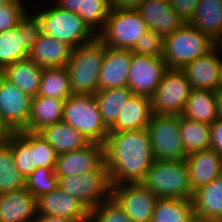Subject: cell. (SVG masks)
<instances>
[{
  "label": "cell",
  "instance_id": "1",
  "mask_svg": "<svg viewBox=\"0 0 222 222\" xmlns=\"http://www.w3.org/2000/svg\"><path fill=\"white\" fill-rule=\"evenodd\" d=\"M104 157L111 186L142 183L155 160L148 129L109 132Z\"/></svg>",
  "mask_w": 222,
  "mask_h": 222
},
{
  "label": "cell",
  "instance_id": "2",
  "mask_svg": "<svg viewBox=\"0 0 222 222\" xmlns=\"http://www.w3.org/2000/svg\"><path fill=\"white\" fill-rule=\"evenodd\" d=\"M106 44L98 37L74 48L68 61L72 94L94 95L98 91L99 73L105 57Z\"/></svg>",
  "mask_w": 222,
  "mask_h": 222
},
{
  "label": "cell",
  "instance_id": "3",
  "mask_svg": "<svg viewBox=\"0 0 222 222\" xmlns=\"http://www.w3.org/2000/svg\"><path fill=\"white\" fill-rule=\"evenodd\" d=\"M142 184L158 198L192 199L194 194L185 159H155Z\"/></svg>",
  "mask_w": 222,
  "mask_h": 222
},
{
  "label": "cell",
  "instance_id": "4",
  "mask_svg": "<svg viewBox=\"0 0 222 222\" xmlns=\"http://www.w3.org/2000/svg\"><path fill=\"white\" fill-rule=\"evenodd\" d=\"M32 14L39 22L41 33L64 42L73 49L97 37L77 13L61 9L57 5H50V8L46 6Z\"/></svg>",
  "mask_w": 222,
  "mask_h": 222
},
{
  "label": "cell",
  "instance_id": "5",
  "mask_svg": "<svg viewBox=\"0 0 222 222\" xmlns=\"http://www.w3.org/2000/svg\"><path fill=\"white\" fill-rule=\"evenodd\" d=\"M216 43L199 29L185 22L164 37V62L168 69H182L209 52Z\"/></svg>",
  "mask_w": 222,
  "mask_h": 222
},
{
  "label": "cell",
  "instance_id": "6",
  "mask_svg": "<svg viewBox=\"0 0 222 222\" xmlns=\"http://www.w3.org/2000/svg\"><path fill=\"white\" fill-rule=\"evenodd\" d=\"M62 121L80 132L90 143L104 145L109 134L95 95L72 94L64 102Z\"/></svg>",
  "mask_w": 222,
  "mask_h": 222
},
{
  "label": "cell",
  "instance_id": "7",
  "mask_svg": "<svg viewBox=\"0 0 222 222\" xmlns=\"http://www.w3.org/2000/svg\"><path fill=\"white\" fill-rule=\"evenodd\" d=\"M148 31L147 23L136 9L111 8L97 37L108 47L132 50L136 42Z\"/></svg>",
  "mask_w": 222,
  "mask_h": 222
},
{
  "label": "cell",
  "instance_id": "8",
  "mask_svg": "<svg viewBox=\"0 0 222 222\" xmlns=\"http://www.w3.org/2000/svg\"><path fill=\"white\" fill-rule=\"evenodd\" d=\"M59 188L79 200L89 210L111 197L107 165L74 176L58 177Z\"/></svg>",
  "mask_w": 222,
  "mask_h": 222
},
{
  "label": "cell",
  "instance_id": "9",
  "mask_svg": "<svg viewBox=\"0 0 222 222\" xmlns=\"http://www.w3.org/2000/svg\"><path fill=\"white\" fill-rule=\"evenodd\" d=\"M154 159H185L180 136V115L153 114L147 126Z\"/></svg>",
  "mask_w": 222,
  "mask_h": 222
},
{
  "label": "cell",
  "instance_id": "10",
  "mask_svg": "<svg viewBox=\"0 0 222 222\" xmlns=\"http://www.w3.org/2000/svg\"><path fill=\"white\" fill-rule=\"evenodd\" d=\"M191 91L181 69H167L151 97L153 114L181 115Z\"/></svg>",
  "mask_w": 222,
  "mask_h": 222
},
{
  "label": "cell",
  "instance_id": "11",
  "mask_svg": "<svg viewBox=\"0 0 222 222\" xmlns=\"http://www.w3.org/2000/svg\"><path fill=\"white\" fill-rule=\"evenodd\" d=\"M111 197L132 222H151L158 197L142 183L112 185Z\"/></svg>",
  "mask_w": 222,
  "mask_h": 222
},
{
  "label": "cell",
  "instance_id": "12",
  "mask_svg": "<svg viewBox=\"0 0 222 222\" xmlns=\"http://www.w3.org/2000/svg\"><path fill=\"white\" fill-rule=\"evenodd\" d=\"M167 69L161 57L132 53L127 87L135 95L151 98Z\"/></svg>",
  "mask_w": 222,
  "mask_h": 222
},
{
  "label": "cell",
  "instance_id": "13",
  "mask_svg": "<svg viewBox=\"0 0 222 222\" xmlns=\"http://www.w3.org/2000/svg\"><path fill=\"white\" fill-rule=\"evenodd\" d=\"M31 103V95L23 92L0 74V114L13 132L27 127Z\"/></svg>",
  "mask_w": 222,
  "mask_h": 222
},
{
  "label": "cell",
  "instance_id": "14",
  "mask_svg": "<svg viewBox=\"0 0 222 222\" xmlns=\"http://www.w3.org/2000/svg\"><path fill=\"white\" fill-rule=\"evenodd\" d=\"M104 163V145L90 143L85 148L58 155L54 170L58 177L74 176L98 170Z\"/></svg>",
  "mask_w": 222,
  "mask_h": 222
},
{
  "label": "cell",
  "instance_id": "15",
  "mask_svg": "<svg viewBox=\"0 0 222 222\" xmlns=\"http://www.w3.org/2000/svg\"><path fill=\"white\" fill-rule=\"evenodd\" d=\"M181 70L185 73L192 89L216 91L222 85L219 43L205 55L186 64Z\"/></svg>",
  "mask_w": 222,
  "mask_h": 222
},
{
  "label": "cell",
  "instance_id": "16",
  "mask_svg": "<svg viewBox=\"0 0 222 222\" xmlns=\"http://www.w3.org/2000/svg\"><path fill=\"white\" fill-rule=\"evenodd\" d=\"M37 214L67 218L75 222L89 221V209L59 187L37 198Z\"/></svg>",
  "mask_w": 222,
  "mask_h": 222
},
{
  "label": "cell",
  "instance_id": "17",
  "mask_svg": "<svg viewBox=\"0 0 222 222\" xmlns=\"http://www.w3.org/2000/svg\"><path fill=\"white\" fill-rule=\"evenodd\" d=\"M136 11L147 23L149 30L163 37L173 33L185 23L167 1L144 0Z\"/></svg>",
  "mask_w": 222,
  "mask_h": 222
},
{
  "label": "cell",
  "instance_id": "18",
  "mask_svg": "<svg viewBox=\"0 0 222 222\" xmlns=\"http://www.w3.org/2000/svg\"><path fill=\"white\" fill-rule=\"evenodd\" d=\"M131 61V50L107 46L99 73L98 90L126 87Z\"/></svg>",
  "mask_w": 222,
  "mask_h": 222
},
{
  "label": "cell",
  "instance_id": "19",
  "mask_svg": "<svg viewBox=\"0 0 222 222\" xmlns=\"http://www.w3.org/2000/svg\"><path fill=\"white\" fill-rule=\"evenodd\" d=\"M189 183L193 192L222 175V155L213 149L196 151L186 156Z\"/></svg>",
  "mask_w": 222,
  "mask_h": 222
},
{
  "label": "cell",
  "instance_id": "20",
  "mask_svg": "<svg viewBox=\"0 0 222 222\" xmlns=\"http://www.w3.org/2000/svg\"><path fill=\"white\" fill-rule=\"evenodd\" d=\"M37 198L26 188L0 195V222H34Z\"/></svg>",
  "mask_w": 222,
  "mask_h": 222
},
{
  "label": "cell",
  "instance_id": "21",
  "mask_svg": "<svg viewBox=\"0 0 222 222\" xmlns=\"http://www.w3.org/2000/svg\"><path fill=\"white\" fill-rule=\"evenodd\" d=\"M152 115L151 98L133 94L120 111L116 122L109 128V132L147 128Z\"/></svg>",
  "mask_w": 222,
  "mask_h": 222
},
{
  "label": "cell",
  "instance_id": "22",
  "mask_svg": "<svg viewBox=\"0 0 222 222\" xmlns=\"http://www.w3.org/2000/svg\"><path fill=\"white\" fill-rule=\"evenodd\" d=\"M72 51L73 48L66 43L41 33L28 58L42 68L66 67Z\"/></svg>",
  "mask_w": 222,
  "mask_h": 222
},
{
  "label": "cell",
  "instance_id": "23",
  "mask_svg": "<svg viewBox=\"0 0 222 222\" xmlns=\"http://www.w3.org/2000/svg\"><path fill=\"white\" fill-rule=\"evenodd\" d=\"M192 202L197 222L222 219V175L195 190Z\"/></svg>",
  "mask_w": 222,
  "mask_h": 222
},
{
  "label": "cell",
  "instance_id": "24",
  "mask_svg": "<svg viewBox=\"0 0 222 222\" xmlns=\"http://www.w3.org/2000/svg\"><path fill=\"white\" fill-rule=\"evenodd\" d=\"M188 23L216 44L222 43V0H200Z\"/></svg>",
  "mask_w": 222,
  "mask_h": 222
},
{
  "label": "cell",
  "instance_id": "25",
  "mask_svg": "<svg viewBox=\"0 0 222 222\" xmlns=\"http://www.w3.org/2000/svg\"><path fill=\"white\" fill-rule=\"evenodd\" d=\"M64 102L53 97L33 96L28 125L24 130L39 132L46 126L62 121Z\"/></svg>",
  "mask_w": 222,
  "mask_h": 222
},
{
  "label": "cell",
  "instance_id": "26",
  "mask_svg": "<svg viewBox=\"0 0 222 222\" xmlns=\"http://www.w3.org/2000/svg\"><path fill=\"white\" fill-rule=\"evenodd\" d=\"M39 133L58 155L85 148L90 144L80 132L64 121L46 126Z\"/></svg>",
  "mask_w": 222,
  "mask_h": 222
},
{
  "label": "cell",
  "instance_id": "27",
  "mask_svg": "<svg viewBox=\"0 0 222 222\" xmlns=\"http://www.w3.org/2000/svg\"><path fill=\"white\" fill-rule=\"evenodd\" d=\"M42 71V67L27 58L6 66L0 74L10 83L33 97L39 92Z\"/></svg>",
  "mask_w": 222,
  "mask_h": 222
},
{
  "label": "cell",
  "instance_id": "28",
  "mask_svg": "<svg viewBox=\"0 0 222 222\" xmlns=\"http://www.w3.org/2000/svg\"><path fill=\"white\" fill-rule=\"evenodd\" d=\"M181 116L212 124L218 118L215 91L192 89Z\"/></svg>",
  "mask_w": 222,
  "mask_h": 222
},
{
  "label": "cell",
  "instance_id": "29",
  "mask_svg": "<svg viewBox=\"0 0 222 222\" xmlns=\"http://www.w3.org/2000/svg\"><path fill=\"white\" fill-rule=\"evenodd\" d=\"M151 222H197L192 199L158 198Z\"/></svg>",
  "mask_w": 222,
  "mask_h": 222
},
{
  "label": "cell",
  "instance_id": "30",
  "mask_svg": "<svg viewBox=\"0 0 222 222\" xmlns=\"http://www.w3.org/2000/svg\"><path fill=\"white\" fill-rule=\"evenodd\" d=\"M101 118L109 129L117 120L120 111L132 97V91L126 87L98 90L95 94Z\"/></svg>",
  "mask_w": 222,
  "mask_h": 222
},
{
  "label": "cell",
  "instance_id": "31",
  "mask_svg": "<svg viewBox=\"0 0 222 222\" xmlns=\"http://www.w3.org/2000/svg\"><path fill=\"white\" fill-rule=\"evenodd\" d=\"M180 136L187 155L210 149L211 124L193 121L180 115Z\"/></svg>",
  "mask_w": 222,
  "mask_h": 222
},
{
  "label": "cell",
  "instance_id": "32",
  "mask_svg": "<svg viewBox=\"0 0 222 222\" xmlns=\"http://www.w3.org/2000/svg\"><path fill=\"white\" fill-rule=\"evenodd\" d=\"M37 95L67 100L72 95L68 68H43Z\"/></svg>",
  "mask_w": 222,
  "mask_h": 222
},
{
  "label": "cell",
  "instance_id": "33",
  "mask_svg": "<svg viewBox=\"0 0 222 222\" xmlns=\"http://www.w3.org/2000/svg\"><path fill=\"white\" fill-rule=\"evenodd\" d=\"M25 188V179L17 170L11 145L0 140V195Z\"/></svg>",
  "mask_w": 222,
  "mask_h": 222
},
{
  "label": "cell",
  "instance_id": "34",
  "mask_svg": "<svg viewBox=\"0 0 222 222\" xmlns=\"http://www.w3.org/2000/svg\"><path fill=\"white\" fill-rule=\"evenodd\" d=\"M12 147L17 170L26 179L37 167L33 165V151H31V131L21 130L12 132L5 139Z\"/></svg>",
  "mask_w": 222,
  "mask_h": 222
},
{
  "label": "cell",
  "instance_id": "35",
  "mask_svg": "<svg viewBox=\"0 0 222 222\" xmlns=\"http://www.w3.org/2000/svg\"><path fill=\"white\" fill-rule=\"evenodd\" d=\"M28 56L24 33H20L17 27L0 33V72L6 66L27 59Z\"/></svg>",
  "mask_w": 222,
  "mask_h": 222
},
{
  "label": "cell",
  "instance_id": "36",
  "mask_svg": "<svg viewBox=\"0 0 222 222\" xmlns=\"http://www.w3.org/2000/svg\"><path fill=\"white\" fill-rule=\"evenodd\" d=\"M110 10L107 0H83L82 12H77V14L97 35L103 29Z\"/></svg>",
  "mask_w": 222,
  "mask_h": 222
},
{
  "label": "cell",
  "instance_id": "37",
  "mask_svg": "<svg viewBox=\"0 0 222 222\" xmlns=\"http://www.w3.org/2000/svg\"><path fill=\"white\" fill-rule=\"evenodd\" d=\"M55 168L38 167L25 179V188L36 198L54 191L58 184Z\"/></svg>",
  "mask_w": 222,
  "mask_h": 222
},
{
  "label": "cell",
  "instance_id": "38",
  "mask_svg": "<svg viewBox=\"0 0 222 222\" xmlns=\"http://www.w3.org/2000/svg\"><path fill=\"white\" fill-rule=\"evenodd\" d=\"M31 151L34 166L55 168L58 154L39 132H31Z\"/></svg>",
  "mask_w": 222,
  "mask_h": 222
},
{
  "label": "cell",
  "instance_id": "39",
  "mask_svg": "<svg viewBox=\"0 0 222 222\" xmlns=\"http://www.w3.org/2000/svg\"><path fill=\"white\" fill-rule=\"evenodd\" d=\"M88 222H132L112 197L89 210Z\"/></svg>",
  "mask_w": 222,
  "mask_h": 222
},
{
  "label": "cell",
  "instance_id": "40",
  "mask_svg": "<svg viewBox=\"0 0 222 222\" xmlns=\"http://www.w3.org/2000/svg\"><path fill=\"white\" fill-rule=\"evenodd\" d=\"M132 53L139 55H149L154 57L164 56V37L149 30L137 42L131 50Z\"/></svg>",
  "mask_w": 222,
  "mask_h": 222
},
{
  "label": "cell",
  "instance_id": "41",
  "mask_svg": "<svg viewBox=\"0 0 222 222\" xmlns=\"http://www.w3.org/2000/svg\"><path fill=\"white\" fill-rule=\"evenodd\" d=\"M24 3L15 2L0 5V33L17 26L19 19L28 11V7Z\"/></svg>",
  "mask_w": 222,
  "mask_h": 222
},
{
  "label": "cell",
  "instance_id": "42",
  "mask_svg": "<svg viewBox=\"0 0 222 222\" xmlns=\"http://www.w3.org/2000/svg\"><path fill=\"white\" fill-rule=\"evenodd\" d=\"M16 27L20 33H24L25 48L30 51L41 35L37 18L32 13L26 11L19 19Z\"/></svg>",
  "mask_w": 222,
  "mask_h": 222
},
{
  "label": "cell",
  "instance_id": "43",
  "mask_svg": "<svg viewBox=\"0 0 222 222\" xmlns=\"http://www.w3.org/2000/svg\"><path fill=\"white\" fill-rule=\"evenodd\" d=\"M199 2L200 0H170L173 9L185 22L191 20Z\"/></svg>",
  "mask_w": 222,
  "mask_h": 222
},
{
  "label": "cell",
  "instance_id": "44",
  "mask_svg": "<svg viewBox=\"0 0 222 222\" xmlns=\"http://www.w3.org/2000/svg\"><path fill=\"white\" fill-rule=\"evenodd\" d=\"M210 149H213L217 154L222 155V119L221 118H217L211 124Z\"/></svg>",
  "mask_w": 222,
  "mask_h": 222
},
{
  "label": "cell",
  "instance_id": "45",
  "mask_svg": "<svg viewBox=\"0 0 222 222\" xmlns=\"http://www.w3.org/2000/svg\"><path fill=\"white\" fill-rule=\"evenodd\" d=\"M54 5H57L61 9L68 10L70 12H82V2L83 0H56Z\"/></svg>",
  "mask_w": 222,
  "mask_h": 222
},
{
  "label": "cell",
  "instance_id": "46",
  "mask_svg": "<svg viewBox=\"0 0 222 222\" xmlns=\"http://www.w3.org/2000/svg\"><path fill=\"white\" fill-rule=\"evenodd\" d=\"M111 8L136 9L144 0H107Z\"/></svg>",
  "mask_w": 222,
  "mask_h": 222
},
{
  "label": "cell",
  "instance_id": "47",
  "mask_svg": "<svg viewBox=\"0 0 222 222\" xmlns=\"http://www.w3.org/2000/svg\"><path fill=\"white\" fill-rule=\"evenodd\" d=\"M34 222H75L74 220L51 216V215H38L36 216Z\"/></svg>",
  "mask_w": 222,
  "mask_h": 222
},
{
  "label": "cell",
  "instance_id": "48",
  "mask_svg": "<svg viewBox=\"0 0 222 222\" xmlns=\"http://www.w3.org/2000/svg\"><path fill=\"white\" fill-rule=\"evenodd\" d=\"M13 131L5 124L0 114V140L6 139Z\"/></svg>",
  "mask_w": 222,
  "mask_h": 222
},
{
  "label": "cell",
  "instance_id": "49",
  "mask_svg": "<svg viewBox=\"0 0 222 222\" xmlns=\"http://www.w3.org/2000/svg\"><path fill=\"white\" fill-rule=\"evenodd\" d=\"M215 93H216L218 118L222 119V85L215 91Z\"/></svg>",
  "mask_w": 222,
  "mask_h": 222
},
{
  "label": "cell",
  "instance_id": "50",
  "mask_svg": "<svg viewBox=\"0 0 222 222\" xmlns=\"http://www.w3.org/2000/svg\"><path fill=\"white\" fill-rule=\"evenodd\" d=\"M222 43H219V67H220V76H221V80H222V57H220L222 54Z\"/></svg>",
  "mask_w": 222,
  "mask_h": 222
},
{
  "label": "cell",
  "instance_id": "51",
  "mask_svg": "<svg viewBox=\"0 0 222 222\" xmlns=\"http://www.w3.org/2000/svg\"><path fill=\"white\" fill-rule=\"evenodd\" d=\"M15 2H25V0H0V5L2 4H11V3H15Z\"/></svg>",
  "mask_w": 222,
  "mask_h": 222
},
{
  "label": "cell",
  "instance_id": "52",
  "mask_svg": "<svg viewBox=\"0 0 222 222\" xmlns=\"http://www.w3.org/2000/svg\"><path fill=\"white\" fill-rule=\"evenodd\" d=\"M203 222H222V219H211V220L203 221Z\"/></svg>",
  "mask_w": 222,
  "mask_h": 222
}]
</instances>
